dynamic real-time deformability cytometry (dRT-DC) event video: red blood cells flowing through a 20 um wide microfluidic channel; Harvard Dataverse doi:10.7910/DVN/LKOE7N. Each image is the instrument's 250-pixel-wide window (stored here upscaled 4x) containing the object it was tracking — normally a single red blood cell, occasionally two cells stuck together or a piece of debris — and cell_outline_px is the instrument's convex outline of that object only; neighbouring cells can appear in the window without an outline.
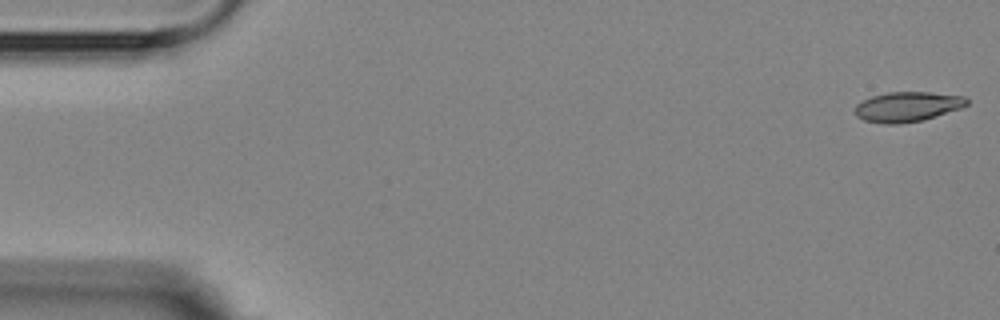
{"species": "Egyptian fruit bat (a non-hibernating species)", "species_latin": "Rousettus aegyptiacus", "temperature_condition": "room temperature", "stored_images_in_passage": 6, "segment_of_instrument_passage": [2, 2], "camera_frame_rate_fps": 3000, "um_per_image_px": 0.085, "animal": {"sex": "female"}, "frame": {"image": 1, "passage_image": 6, "time_ms": 7.0, "image_size_px": [1000, 320], "cell_outline_px": [[968, 104], [960, 108], [920, 120], [896, 124], [884, 124], [864, 120], [856, 116], [856, 104], [872, 96], [888, 92], [928, 92], [964, 96], [968, 100]], "centroid_in_image_um": [77.11, 9.06], "position_along_channel_um": 7.9, "area_um2": 19.13}}